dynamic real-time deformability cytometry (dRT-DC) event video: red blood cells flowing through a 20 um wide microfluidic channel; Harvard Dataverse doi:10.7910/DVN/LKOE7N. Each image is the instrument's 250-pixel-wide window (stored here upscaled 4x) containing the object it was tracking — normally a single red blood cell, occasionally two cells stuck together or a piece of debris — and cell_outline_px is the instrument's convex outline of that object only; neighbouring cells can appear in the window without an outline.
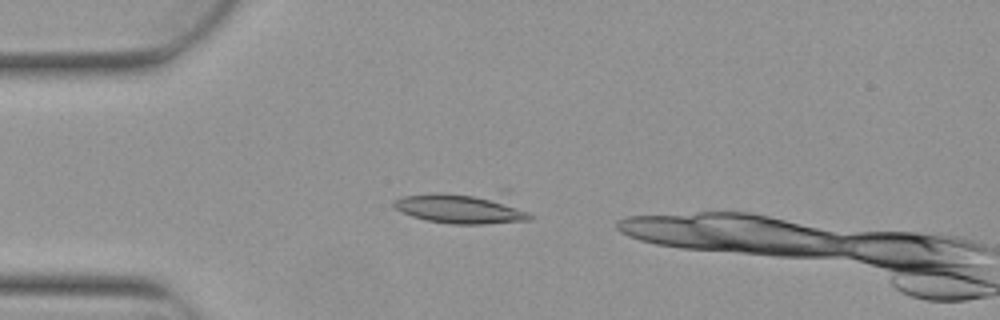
{"species": "Egyptian fruit bat (a non-hibernating species)", "species_latin": "Rousettus aegyptiacus", "temperature_condition": "warm", "stored_images_in_passage": 2, "camera_frame_rate_fps": 3000, "um_per_image_px": 0.085, "animal": {"sex": "female"}, "frame": {"image": 1, "passage_image": 1, "time_ms": 0.0, "image_size_px": [1000, 320], "cell_outline_px": [[536, 216], [532, 220], [484, 224], [452, 224], [428, 220], [412, 216], [400, 212], [392, 204], [392, 200], [404, 196], [432, 192], [500, 188], [508, 188]], "centroid_in_image_um": [39.6, 17.57], "position_along_channel_um": 45.4, "area_um2": 27.86}}